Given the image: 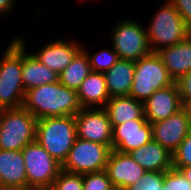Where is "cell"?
Instances as JSON below:
<instances>
[{
    "mask_svg": "<svg viewBox=\"0 0 191 190\" xmlns=\"http://www.w3.org/2000/svg\"><path fill=\"white\" fill-rule=\"evenodd\" d=\"M91 71L88 55L81 49L72 59L71 63L58 75L59 82L77 91Z\"/></svg>",
    "mask_w": 191,
    "mask_h": 190,
    "instance_id": "obj_23",
    "label": "cell"
},
{
    "mask_svg": "<svg viewBox=\"0 0 191 190\" xmlns=\"http://www.w3.org/2000/svg\"><path fill=\"white\" fill-rule=\"evenodd\" d=\"M76 138L75 116L46 117L37 120L35 141L60 164L67 159Z\"/></svg>",
    "mask_w": 191,
    "mask_h": 190,
    "instance_id": "obj_3",
    "label": "cell"
},
{
    "mask_svg": "<svg viewBox=\"0 0 191 190\" xmlns=\"http://www.w3.org/2000/svg\"><path fill=\"white\" fill-rule=\"evenodd\" d=\"M157 53L174 82L191 71V35L174 46L160 49Z\"/></svg>",
    "mask_w": 191,
    "mask_h": 190,
    "instance_id": "obj_19",
    "label": "cell"
},
{
    "mask_svg": "<svg viewBox=\"0 0 191 190\" xmlns=\"http://www.w3.org/2000/svg\"><path fill=\"white\" fill-rule=\"evenodd\" d=\"M17 38L22 42V81L25 91L58 82L59 74L43 65L31 52L27 53L25 40Z\"/></svg>",
    "mask_w": 191,
    "mask_h": 190,
    "instance_id": "obj_18",
    "label": "cell"
},
{
    "mask_svg": "<svg viewBox=\"0 0 191 190\" xmlns=\"http://www.w3.org/2000/svg\"><path fill=\"white\" fill-rule=\"evenodd\" d=\"M15 0H0V16L10 12L14 8Z\"/></svg>",
    "mask_w": 191,
    "mask_h": 190,
    "instance_id": "obj_32",
    "label": "cell"
},
{
    "mask_svg": "<svg viewBox=\"0 0 191 190\" xmlns=\"http://www.w3.org/2000/svg\"><path fill=\"white\" fill-rule=\"evenodd\" d=\"M105 171L116 190H125L146 172L128 153H121L113 149Z\"/></svg>",
    "mask_w": 191,
    "mask_h": 190,
    "instance_id": "obj_14",
    "label": "cell"
},
{
    "mask_svg": "<svg viewBox=\"0 0 191 190\" xmlns=\"http://www.w3.org/2000/svg\"><path fill=\"white\" fill-rule=\"evenodd\" d=\"M152 139L172 153L181 144L190 131L189 116L186 107L167 119L150 123Z\"/></svg>",
    "mask_w": 191,
    "mask_h": 190,
    "instance_id": "obj_11",
    "label": "cell"
},
{
    "mask_svg": "<svg viewBox=\"0 0 191 190\" xmlns=\"http://www.w3.org/2000/svg\"><path fill=\"white\" fill-rule=\"evenodd\" d=\"M166 66L157 52L135 61L134 80L129 96L141 102L146 101L155 91L174 84Z\"/></svg>",
    "mask_w": 191,
    "mask_h": 190,
    "instance_id": "obj_6",
    "label": "cell"
},
{
    "mask_svg": "<svg viewBox=\"0 0 191 190\" xmlns=\"http://www.w3.org/2000/svg\"><path fill=\"white\" fill-rule=\"evenodd\" d=\"M146 31L152 52L174 46L191 35V29L169 0L158 8Z\"/></svg>",
    "mask_w": 191,
    "mask_h": 190,
    "instance_id": "obj_4",
    "label": "cell"
},
{
    "mask_svg": "<svg viewBox=\"0 0 191 190\" xmlns=\"http://www.w3.org/2000/svg\"><path fill=\"white\" fill-rule=\"evenodd\" d=\"M58 40L44 44L39 51L32 53L47 68L60 74L72 61L75 55L82 49L78 42Z\"/></svg>",
    "mask_w": 191,
    "mask_h": 190,
    "instance_id": "obj_15",
    "label": "cell"
},
{
    "mask_svg": "<svg viewBox=\"0 0 191 190\" xmlns=\"http://www.w3.org/2000/svg\"><path fill=\"white\" fill-rule=\"evenodd\" d=\"M172 154L173 168H184L191 166V130Z\"/></svg>",
    "mask_w": 191,
    "mask_h": 190,
    "instance_id": "obj_28",
    "label": "cell"
},
{
    "mask_svg": "<svg viewBox=\"0 0 191 190\" xmlns=\"http://www.w3.org/2000/svg\"><path fill=\"white\" fill-rule=\"evenodd\" d=\"M0 190H27L22 150H0Z\"/></svg>",
    "mask_w": 191,
    "mask_h": 190,
    "instance_id": "obj_16",
    "label": "cell"
},
{
    "mask_svg": "<svg viewBox=\"0 0 191 190\" xmlns=\"http://www.w3.org/2000/svg\"><path fill=\"white\" fill-rule=\"evenodd\" d=\"M83 108H104L110 99L105 76L91 71L77 90Z\"/></svg>",
    "mask_w": 191,
    "mask_h": 190,
    "instance_id": "obj_20",
    "label": "cell"
},
{
    "mask_svg": "<svg viewBox=\"0 0 191 190\" xmlns=\"http://www.w3.org/2000/svg\"><path fill=\"white\" fill-rule=\"evenodd\" d=\"M25 161L27 190H50L60 171L62 164L36 141L22 149Z\"/></svg>",
    "mask_w": 191,
    "mask_h": 190,
    "instance_id": "obj_7",
    "label": "cell"
},
{
    "mask_svg": "<svg viewBox=\"0 0 191 190\" xmlns=\"http://www.w3.org/2000/svg\"><path fill=\"white\" fill-rule=\"evenodd\" d=\"M111 150L107 145L77 137L67 159L62 164V170L76 174L104 171Z\"/></svg>",
    "mask_w": 191,
    "mask_h": 190,
    "instance_id": "obj_9",
    "label": "cell"
},
{
    "mask_svg": "<svg viewBox=\"0 0 191 190\" xmlns=\"http://www.w3.org/2000/svg\"><path fill=\"white\" fill-rule=\"evenodd\" d=\"M176 83L183 107L191 106V71L182 76Z\"/></svg>",
    "mask_w": 191,
    "mask_h": 190,
    "instance_id": "obj_30",
    "label": "cell"
},
{
    "mask_svg": "<svg viewBox=\"0 0 191 190\" xmlns=\"http://www.w3.org/2000/svg\"><path fill=\"white\" fill-rule=\"evenodd\" d=\"M181 171V173L184 175V177L189 181L191 184V166L184 167V168H175Z\"/></svg>",
    "mask_w": 191,
    "mask_h": 190,
    "instance_id": "obj_33",
    "label": "cell"
},
{
    "mask_svg": "<svg viewBox=\"0 0 191 190\" xmlns=\"http://www.w3.org/2000/svg\"><path fill=\"white\" fill-rule=\"evenodd\" d=\"M83 190H116L107 172H93L82 174Z\"/></svg>",
    "mask_w": 191,
    "mask_h": 190,
    "instance_id": "obj_25",
    "label": "cell"
},
{
    "mask_svg": "<svg viewBox=\"0 0 191 190\" xmlns=\"http://www.w3.org/2000/svg\"><path fill=\"white\" fill-rule=\"evenodd\" d=\"M50 190H83L82 174L61 170Z\"/></svg>",
    "mask_w": 191,
    "mask_h": 190,
    "instance_id": "obj_27",
    "label": "cell"
},
{
    "mask_svg": "<svg viewBox=\"0 0 191 190\" xmlns=\"http://www.w3.org/2000/svg\"><path fill=\"white\" fill-rule=\"evenodd\" d=\"M104 109L108 113L112 127L130 120H146L144 103L131 96L110 97Z\"/></svg>",
    "mask_w": 191,
    "mask_h": 190,
    "instance_id": "obj_21",
    "label": "cell"
},
{
    "mask_svg": "<svg viewBox=\"0 0 191 190\" xmlns=\"http://www.w3.org/2000/svg\"><path fill=\"white\" fill-rule=\"evenodd\" d=\"M144 103V116L149 123L167 119L183 108L179 88L175 82L155 91Z\"/></svg>",
    "mask_w": 191,
    "mask_h": 190,
    "instance_id": "obj_13",
    "label": "cell"
},
{
    "mask_svg": "<svg viewBox=\"0 0 191 190\" xmlns=\"http://www.w3.org/2000/svg\"><path fill=\"white\" fill-rule=\"evenodd\" d=\"M165 172L146 171L133 185L125 190H163Z\"/></svg>",
    "mask_w": 191,
    "mask_h": 190,
    "instance_id": "obj_26",
    "label": "cell"
},
{
    "mask_svg": "<svg viewBox=\"0 0 191 190\" xmlns=\"http://www.w3.org/2000/svg\"><path fill=\"white\" fill-rule=\"evenodd\" d=\"M114 25L110 40L119 59L137 61L152 52L148 43L146 27L143 28L144 26L135 19L127 18Z\"/></svg>",
    "mask_w": 191,
    "mask_h": 190,
    "instance_id": "obj_8",
    "label": "cell"
},
{
    "mask_svg": "<svg viewBox=\"0 0 191 190\" xmlns=\"http://www.w3.org/2000/svg\"><path fill=\"white\" fill-rule=\"evenodd\" d=\"M152 139L151 124L147 120H130L113 127L112 149L129 153Z\"/></svg>",
    "mask_w": 191,
    "mask_h": 190,
    "instance_id": "obj_12",
    "label": "cell"
},
{
    "mask_svg": "<svg viewBox=\"0 0 191 190\" xmlns=\"http://www.w3.org/2000/svg\"><path fill=\"white\" fill-rule=\"evenodd\" d=\"M82 49L87 53L91 70L93 72L104 73L107 72L119 60L118 54L113 49L103 48L102 50L90 54L87 49L82 46Z\"/></svg>",
    "mask_w": 191,
    "mask_h": 190,
    "instance_id": "obj_24",
    "label": "cell"
},
{
    "mask_svg": "<svg viewBox=\"0 0 191 190\" xmlns=\"http://www.w3.org/2000/svg\"><path fill=\"white\" fill-rule=\"evenodd\" d=\"M77 137L112 149L113 127L104 108H82L75 115Z\"/></svg>",
    "mask_w": 191,
    "mask_h": 190,
    "instance_id": "obj_10",
    "label": "cell"
},
{
    "mask_svg": "<svg viewBox=\"0 0 191 190\" xmlns=\"http://www.w3.org/2000/svg\"><path fill=\"white\" fill-rule=\"evenodd\" d=\"M135 61L119 59L107 72H104L110 97L129 96L134 80Z\"/></svg>",
    "mask_w": 191,
    "mask_h": 190,
    "instance_id": "obj_22",
    "label": "cell"
},
{
    "mask_svg": "<svg viewBox=\"0 0 191 190\" xmlns=\"http://www.w3.org/2000/svg\"><path fill=\"white\" fill-rule=\"evenodd\" d=\"M186 110L188 112V116H189V126H190V130H191V106H187Z\"/></svg>",
    "mask_w": 191,
    "mask_h": 190,
    "instance_id": "obj_34",
    "label": "cell"
},
{
    "mask_svg": "<svg viewBox=\"0 0 191 190\" xmlns=\"http://www.w3.org/2000/svg\"><path fill=\"white\" fill-rule=\"evenodd\" d=\"M22 107L37 120L46 117L75 116L83 108L77 91L59 81L25 91Z\"/></svg>",
    "mask_w": 191,
    "mask_h": 190,
    "instance_id": "obj_1",
    "label": "cell"
},
{
    "mask_svg": "<svg viewBox=\"0 0 191 190\" xmlns=\"http://www.w3.org/2000/svg\"><path fill=\"white\" fill-rule=\"evenodd\" d=\"M37 119L23 107L0 109V150H22L36 139Z\"/></svg>",
    "mask_w": 191,
    "mask_h": 190,
    "instance_id": "obj_5",
    "label": "cell"
},
{
    "mask_svg": "<svg viewBox=\"0 0 191 190\" xmlns=\"http://www.w3.org/2000/svg\"><path fill=\"white\" fill-rule=\"evenodd\" d=\"M163 190H191V184L180 170L172 167L165 171Z\"/></svg>",
    "mask_w": 191,
    "mask_h": 190,
    "instance_id": "obj_29",
    "label": "cell"
},
{
    "mask_svg": "<svg viewBox=\"0 0 191 190\" xmlns=\"http://www.w3.org/2000/svg\"><path fill=\"white\" fill-rule=\"evenodd\" d=\"M191 29V0H169Z\"/></svg>",
    "mask_w": 191,
    "mask_h": 190,
    "instance_id": "obj_31",
    "label": "cell"
},
{
    "mask_svg": "<svg viewBox=\"0 0 191 190\" xmlns=\"http://www.w3.org/2000/svg\"><path fill=\"white\" fill-rule=\"evenodd\" d=\"M128 154L145 171L165 172L173 167L172 152L155 140H151Z\"/></svg>",
    "mask_w": 191,
    "mask_h": 190,
    "instance_id": "obj_17",
    "label": "cell"
},
{
    "mask_svg": "<svg viewBox=\"0 0 191 190\" xmlns=\"http://www.w3.org/2000/svg\"><path fill=\"white\" fill-rule=\"evenodd\" d=\"M0 109L20 108L25 97L22 81V42L15 37L0 60Z\"/></svg>",
    "mask_w": 191,
    "mask_h": 190,
    "instance_id": "obj_2",
    "label": "cell"
}]
</instances>
